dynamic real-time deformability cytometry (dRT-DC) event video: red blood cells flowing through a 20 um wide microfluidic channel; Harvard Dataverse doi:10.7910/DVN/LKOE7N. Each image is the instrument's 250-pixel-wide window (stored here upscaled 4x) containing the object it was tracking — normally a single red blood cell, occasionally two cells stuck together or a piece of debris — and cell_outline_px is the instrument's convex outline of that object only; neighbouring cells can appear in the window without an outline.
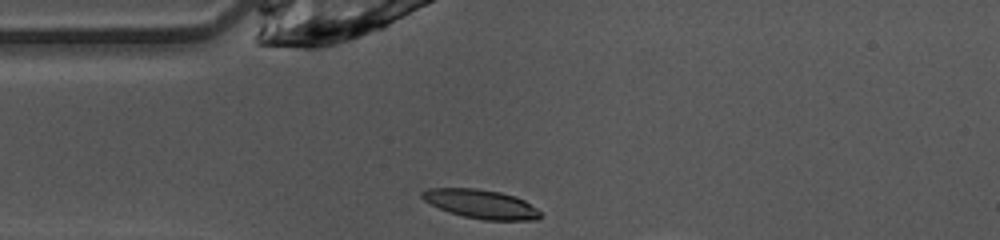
{"species": "common noctule bat (a hibernating species)", "species_latin": "Nyctalus noctula", "temperature_condition": "warm", "stored_images_in_passage": 6, "camera_frame_rate_fps": 3000, "um_per_image_px": 0.085, "animal": {"sex": "female", "body_mass_g": 10.0, "forearm_length_mm": 53.1}, "frame": {"image": 1, "passage_image": 1, "time_ms": 0.0, "image_size_px": [1000, 240], "cell_outline_px": [[540, 216], [536, 220], [484, 220], [464, 216], [448, 212], [424, 200], [420, 196], [420, 192], [428, 188], [476, 188], [500, 192], [516, 196], [524, 200], [536, 208], [540, 212]], "centroid_in_image_um": [40.87, 17.33], "position_along_channel_um": 44.1, "area_um2": 19.88}}
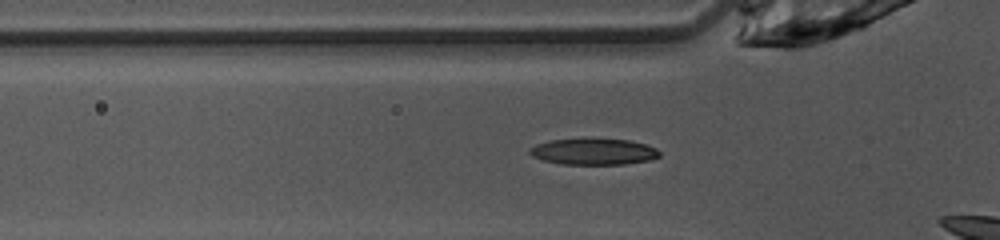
{"frame": {"image": 2, "passage_image": 4, "time_ms": 1.0, "image_size_px": [1000, 240], "cell_outline_px": [[660, 156], [648, 160], [624, 164], [564, 164], [544, 160], [532, 156], [528, 152], [536, 144], [548, 140], [632, 140], [648, 144], [656, 148], [660, 152]], "centroid_in_image_um": [50.5, 12.9], "position_along_channel_um": 75.3, "area_um2": 19.42}}